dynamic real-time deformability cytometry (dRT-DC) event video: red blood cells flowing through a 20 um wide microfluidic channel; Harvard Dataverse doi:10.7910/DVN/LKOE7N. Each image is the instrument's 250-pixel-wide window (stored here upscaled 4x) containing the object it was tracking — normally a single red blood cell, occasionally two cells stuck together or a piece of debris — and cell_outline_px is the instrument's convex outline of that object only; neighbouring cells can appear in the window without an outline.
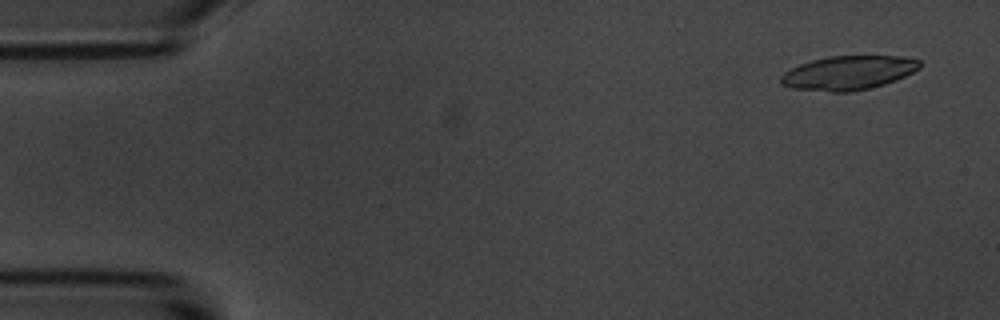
{"species": "common noctule bat (a hibernating species)", "species_latin": "Nyctalus noctula", "temperature_condition": "room temperature", "stored_images_in_passage": 8, "camera_frame_rate_fps": 3000, "um_per_image_px": 0.085, "animal": {"sex": "male", "body_mass_g": 20.1, "forearm_length_mm": 53.5}, "frame": {"image": 1, "passage_image": 1, "time_ms": 0.0, "image_size_px": [1000, 320], "cell_outline_px": [[920, 68], [896, 80], [884, 84], [852, 92], [832, 92], [792, 88], [780, 84], [780, 76], [784, 72], [800, 64], [812, 60], [828, 56], [904, 56], [920, 60]], "centroid_in_image_um": [72.1, 6.19], "position_along_channel_um": 12.9, "area_um2": 27.51}}